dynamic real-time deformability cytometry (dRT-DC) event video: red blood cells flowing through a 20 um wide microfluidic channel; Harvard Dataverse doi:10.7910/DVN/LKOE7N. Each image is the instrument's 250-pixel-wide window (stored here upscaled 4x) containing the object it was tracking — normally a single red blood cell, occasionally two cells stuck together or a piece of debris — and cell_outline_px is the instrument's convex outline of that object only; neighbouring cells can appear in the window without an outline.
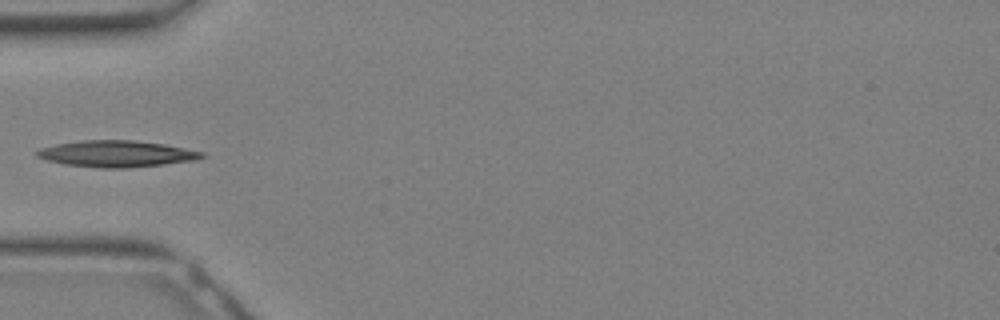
{"species": "Egyptian fruit bat (a non-hibernating species)", "species_latin": "Rousettus aegyptiacus", "temperature_condition": "warm", "stored_images_in_passage": 13, "camera_frame_rate_fps": 3000, "um_per_image_px": 0.085, "animal": {"sex": "female"}, "frame": {"image": 1, "passage_image": 10, "time_ms": 3.0, "image_size_px": [1000, 320], "cell_outline_px": [[204, 156], [196, 160], [164, 164], [128, 168], [100, 168], [64, 164], [48, 160], [36, 156], [36, 152], [40, 148], [56, 144], [80, 140], [136, 140], [164, 144], [204, 152]], "centroid_in_image_um": [9.9, 13.07], "position_along_channel_um": 75.1, "area_um2": 25.37}}
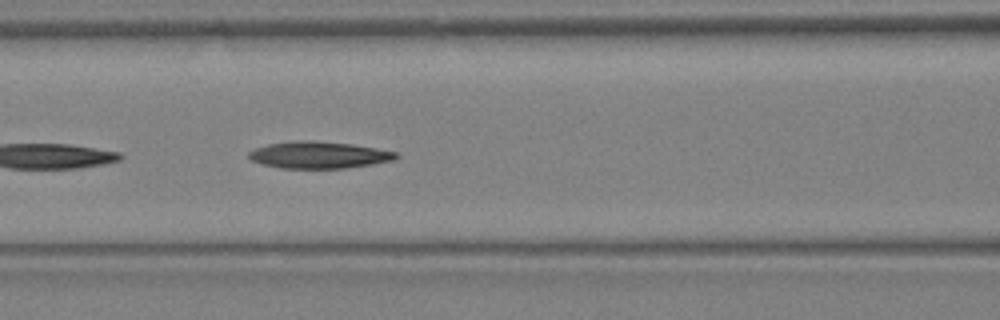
{"frame": {"image": 2, "passage_image": 13, "time_ms": 4.0, "image_size_px": [1000, 320], "cell_outline_px": [[400, 156], [392, 160], [372, 164], [344, 168], [280, 168], [264, 164], [252, 160], [248, 156], [248, 152], [256, 148], [268, 144], [292, 140], [316, 140], [352, 144], [376, 148], [396, 152]], "centroid_in_image_um": [27.09, 13.16], "position_along_channel_um": 139.5, "area_um2": 23.0}}